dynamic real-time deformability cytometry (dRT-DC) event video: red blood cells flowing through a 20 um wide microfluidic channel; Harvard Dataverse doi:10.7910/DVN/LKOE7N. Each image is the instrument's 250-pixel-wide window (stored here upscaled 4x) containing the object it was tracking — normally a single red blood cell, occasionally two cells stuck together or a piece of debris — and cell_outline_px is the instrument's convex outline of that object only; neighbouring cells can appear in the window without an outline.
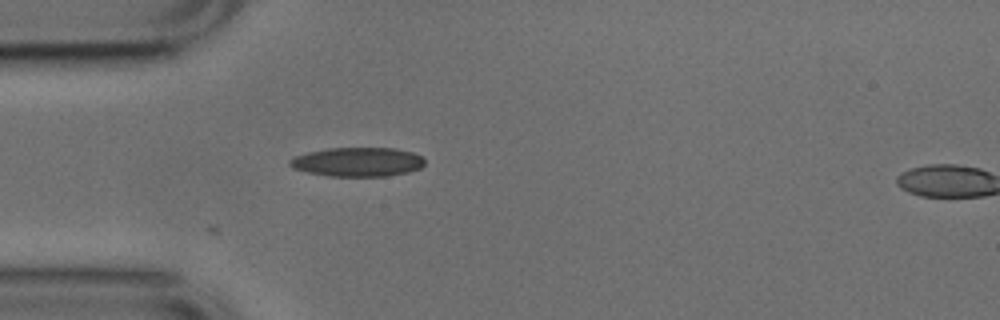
{"species": "common noctule bat (a hibernating species)", "species_latin": "Nyctalus noctula", "temperature_condition": "cold", "stored_images_in_passage": 4, "segment_of_instrument_passage": [1, 2], "camera_frame_rate_fps": 3000, "um_per_image_px": 0.085, "animal": {"sex": "male", "body_mass_g": 17.9, "forearm_length_mm": 54.2}, "frame": {"image": 1, "passage_image": 3, "time_ms": 0.667, "image_size_px": [1000, 320], "cell_outline_px": [[424, 164], [420, 168], [408, 172], [388, 176], [328, 176], [308, 172], [292, 168], [288, 164], [288, 160], [296, 156], [308, 152], [328, 148], [396, 148], [412, 152], [424, 156]], "centroid_in_image_um": [30.41, 13.76], "position_along_channel_um": 54.6, "area_um2": 23.0}}